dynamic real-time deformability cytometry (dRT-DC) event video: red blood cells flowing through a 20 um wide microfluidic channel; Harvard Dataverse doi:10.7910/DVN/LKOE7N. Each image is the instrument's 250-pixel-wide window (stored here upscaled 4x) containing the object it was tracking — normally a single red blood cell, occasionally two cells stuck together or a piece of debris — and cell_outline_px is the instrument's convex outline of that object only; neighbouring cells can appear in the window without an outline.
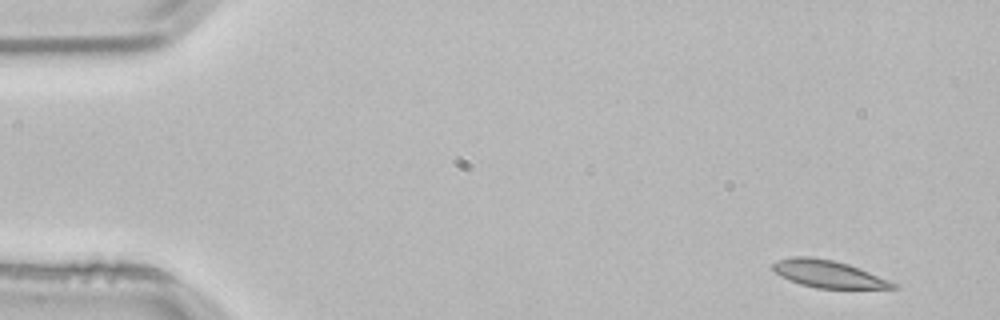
{"species": "common noctule bat (a hibernating species)", "species_latin": "Nyctalus noctula", "temperature_condition": "room temperature", "stored_images_in_passage": 4, "segment_of_instrument_passage": [1, 2], "camera_frame_rate_fps": 3000, "um_per_image_px": 0.085, "animal": {"sex": "male", "body_mass_g": 21.5, "forearm_length_mm": 52.0}, "frame": {"image": 1, "passage_image": 1, "time_ms": 0.0, "image_size_px": [1000, 320], "cell_outline_px": [[900, 284], [896, 288], [816, 288], [800, 284], [788, 280], [780, 276], [772, 268], [772, 264], [776, 260], [792, 256], [812, 256], [832, 260], [848, 264]], "centroid_in_image_um": [70.37, 23.28], "position_along_channel_um": 14.6, "area_um2": 19.13}}
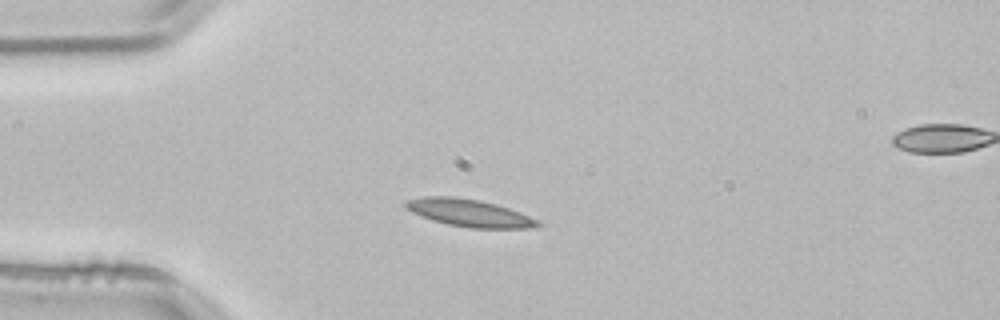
{"frame": {"image": 2, "passage_image": 3, "time_ms": 0.667, "image_size_px": [1000, 320], "cell_outline_px": [[544, 224], [536, 228], [472, 228], [448, 224], [432, 220], [420, 216], [404, 208], [404, 200], [424, 196], [452, 196], [480, 200], [496, 204], [520, 212], [540, 220]], "centroid_in_image_um": [39.9, 18.1], "position_along_channel_um": 45.1, "area_um2": 21.39}}